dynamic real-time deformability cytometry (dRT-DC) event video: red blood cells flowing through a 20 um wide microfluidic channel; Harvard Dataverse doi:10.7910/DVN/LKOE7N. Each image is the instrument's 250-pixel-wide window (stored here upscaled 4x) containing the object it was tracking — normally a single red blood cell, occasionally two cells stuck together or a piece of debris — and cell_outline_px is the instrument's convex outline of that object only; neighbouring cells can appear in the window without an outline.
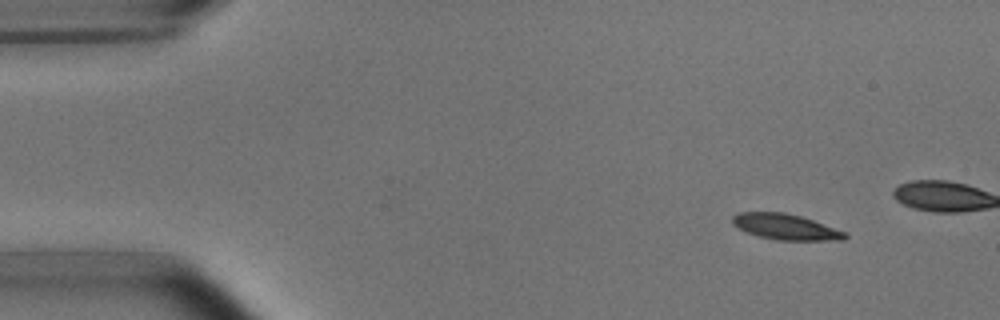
{"species": "common noctule bat (a hibernating species)", "species_latin": "Nyctalus noctula", "temperature_condition": "room temperature", "stored_images_in_passage": 4, "camera_frame_rate_fps": 3000, "um_per_image_px": 0.085, "animal": {"sex": "male", "body_mass_g": 15.6}, "frame": {"image": 1, "passage_image": 1, "time_ms": 0.0, "image_size_px": [1000, 320], "cell_outline_px": [[848, 236], [844, 240], [776, 240], [760, 236], [748, 232], [732, 224], [732, 216], [740, 212], [784, 212], [800, 216], [812, 220], [844, 232]], "centroid_in_image_um": [66.75, 19.28], "position_along_channel_um": 18.2, "area_um2": 16.53}}